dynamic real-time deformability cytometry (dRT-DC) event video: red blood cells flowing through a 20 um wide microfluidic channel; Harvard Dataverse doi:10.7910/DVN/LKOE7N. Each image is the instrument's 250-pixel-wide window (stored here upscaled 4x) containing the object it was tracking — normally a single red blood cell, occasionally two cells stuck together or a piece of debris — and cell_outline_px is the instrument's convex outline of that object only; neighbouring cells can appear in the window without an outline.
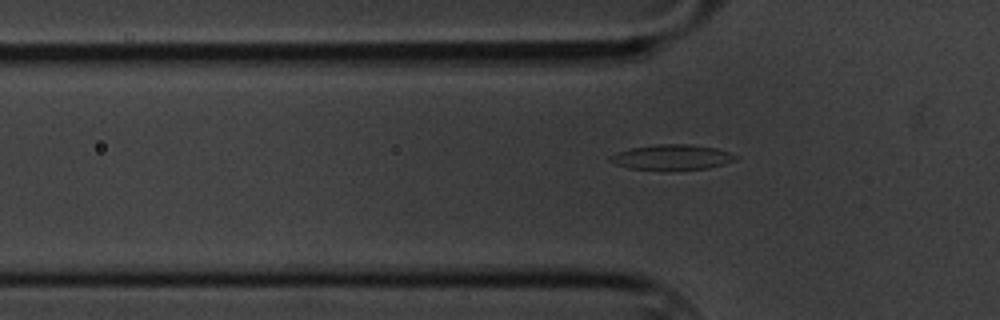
{"species": "common noctule bat (a hibernating species)", "species_latin": "Nyctalus noctula", "temperature_condition": "cold", "stored_images_in_passage": 49, "camera_frame_rate_fps": 3000, "um_per_image_px": 0.085, "animal": {"sex": "male", "body_mass_g": 20.1, "forearm_length_mm": 53.5}, "frame": {"image": 1, "passage_image": 14, "time_ms": 4.333, "image_size_px": [1000, 320], "cell_outline_px": [[740, 156], [736, 160], [724, 164], [708, 168], [628, 168], [616, 164], [608, 160], [608, 156], [616, 152], [632, 148], [656, 144], [688, 144], [716, 148]], "centroid_in_image_um": [57.12, 13.33], "position_along_channel_um": 68.7, "area_um2": 17.92}}
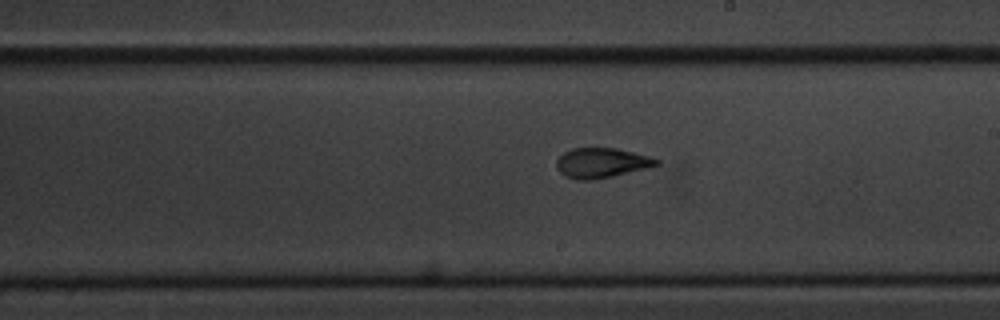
{"frame": {"image": 2, "passage_image": 29, "time_ms": 9.333, "image_size_px": [1000, 320], "cell_outline_px": [[660, 164], [648, 168], [612, 176], [592, 180], [576, 180], [564, 176], [556, 168], [556, 160], [564, 152], [572, 148], [616, 148], [648, 156], [660, 160]], "centroid_in_image_um": [51.11, 13.85], "position_along_channel_um": 237.9, "area_um2": 17.46}}
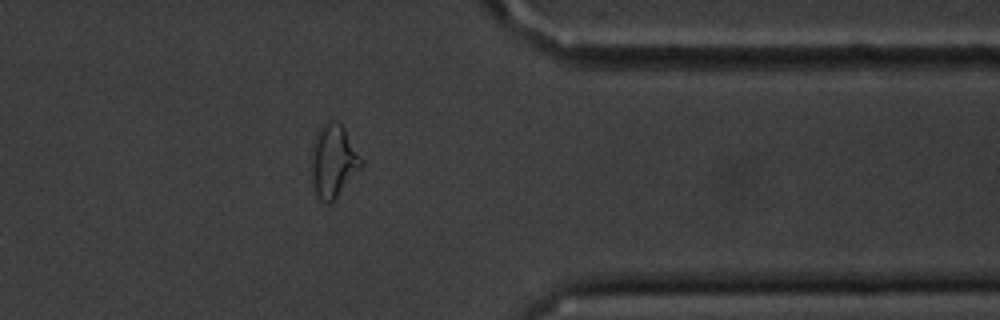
{"frame": {"image": 3, "passage_image": 43, "time_ms": 14.0, "image_size_px": [1000, 320], "cell_outline_px": [[364, 164], [332, 204], [328, 204], [320, 200], [316, 192], [312, 176], [312, 144], [316, 132], [328, 120], [332, 120], [340, 124], [344, 128], [364, 160]], "centroid_in_image_um": [28.36, 13.7], "position_along_channel_um": 383.0, "area_um2": 21.21}}